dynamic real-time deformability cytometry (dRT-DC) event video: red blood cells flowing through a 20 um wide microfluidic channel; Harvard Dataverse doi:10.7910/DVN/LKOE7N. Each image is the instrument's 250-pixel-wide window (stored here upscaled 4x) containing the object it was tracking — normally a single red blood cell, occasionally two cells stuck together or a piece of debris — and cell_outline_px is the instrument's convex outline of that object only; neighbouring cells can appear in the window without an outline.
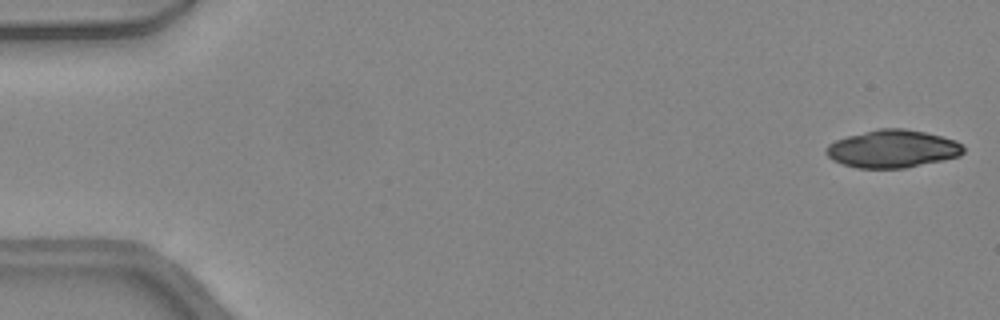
{"species": "common noctule bat (a hibernating species)", "species_latin": "Nyctalus noctula", "temperature_condition": "warm", "stored_images_in_passage": 46, "camera_frame_rate_fps": 3000, "um_per_image_px": 0.085, "animal": {"sex": "female", "body_mass_g": 24.6, "forearm_length_mm": 56.2}, "frame": {"image": 1, "passage_image": 1, "time_ms": 0.0, "image_size_px": [1000, 320], "cell_outline_px": [[964, 152], [960, 156], [904, 168], [856, 168], [832, 160], [824, 152], [824, 148], [828, 144], [836, 140], [848, 136], [880, 128], [904, 128], [924, 132], [956, 140], [964, 148]], "centroid_in_image_um": [75.84, 12.65], "position_along_channel_um": 9.2, "area_um2": 30.06}}
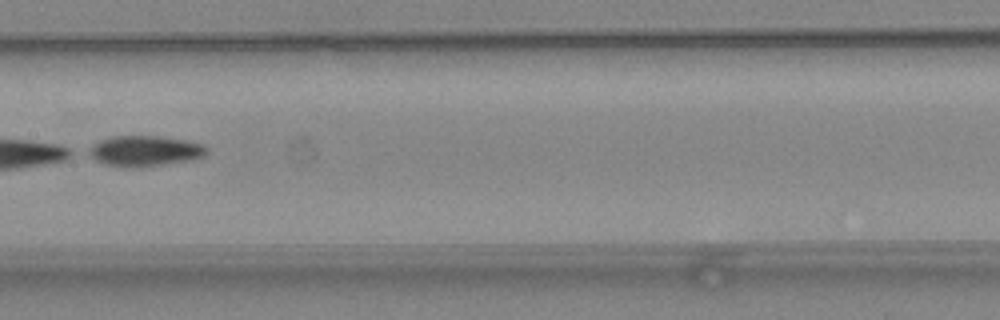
{"frame": {"image": 2, "passage_image": 24, "time_ms": 7.667, "image_size_px": [1000, 320], "cell_outline_px": [[208, 152], [204, 156], [192, 160], [136, 168], [132, 168], [104, 164], [96, 160], [84, 152], [84, 148], [92, 144], [112, 136], [160, 136], [184, 140], [204, 144], [208, 148]], "centroid_in_image_um": [12.27, 12.83], "position_along_channel_um": 195.1, "area_um2": 21.33}}